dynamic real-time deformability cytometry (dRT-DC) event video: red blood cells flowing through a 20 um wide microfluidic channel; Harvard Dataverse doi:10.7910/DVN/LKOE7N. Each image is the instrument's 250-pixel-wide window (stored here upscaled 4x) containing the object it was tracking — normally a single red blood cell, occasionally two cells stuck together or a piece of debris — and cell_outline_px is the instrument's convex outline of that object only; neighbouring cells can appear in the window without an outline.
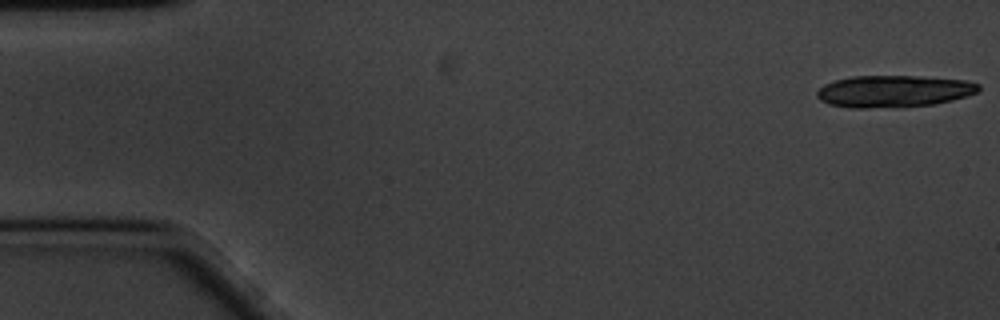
{"species": "common noctule bat (a hibernating species)", "species_latin": "Nyctalus noctula", "temperature_condition": "cold", "stored_images_in_passage": 16, "camera_frame_rate_fps": 3000, "um_per_image_px": 0.085, "animal": {"sex": "male", "body_mass_g": 20.1, "forearm_length_mm": 53.5}, "frame": {"image": 1, "passage_image": 1, "time_ms": 0.0, "image_size_px": [1000, 320], "cell_outline_px": [[980, 88], [976, 92], [952, 100], [936, 104], [868, 108], [848, 108], [828, 104], [820, 100], [816, 96], [816, 92], [824, 84], [836, 80], [852, 76], [920, 76], [964, 80], [980, 84]], "centroid_in_image_um": [75.92, 7.75], "position_along_channel_um": 9.1, "area_um2": 29.94}}